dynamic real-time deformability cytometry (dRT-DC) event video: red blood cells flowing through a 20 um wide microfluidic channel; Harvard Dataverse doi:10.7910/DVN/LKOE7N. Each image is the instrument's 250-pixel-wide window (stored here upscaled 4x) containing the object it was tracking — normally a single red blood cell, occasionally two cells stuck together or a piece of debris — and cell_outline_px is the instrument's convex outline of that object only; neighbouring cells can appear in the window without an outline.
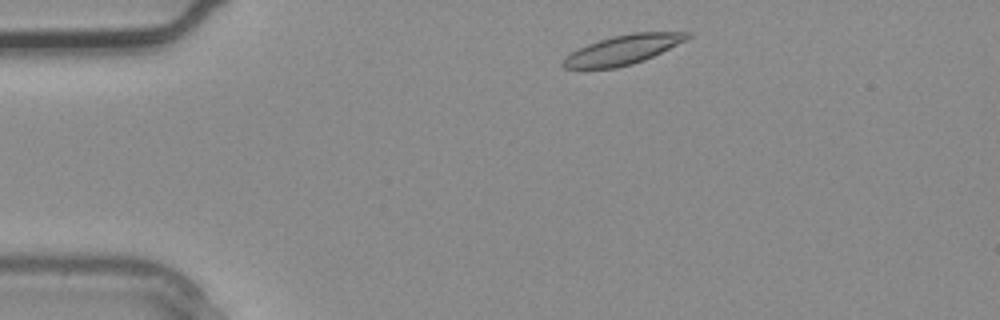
{"species": "common noctule bat (a hibernating species)", "species_latin": "Nyctalus noctula", "temperature_condition": "warm", "stored_images_in_passage": 2, "camera_frame_rate_fps": 3000, "um_per_image_px": 0.085, "animal": {"sex": "male", "body_mass_g": 20.4}, "frame": {"image": 1, "passage_image": 1, "time_ms": 0.0, "image_size_px": [1000, 320], "cell_outline_px": [[692, 36], [644, 60], [632, 64], [616, 68], [564, 68], [560, 64], [564, 56], [588, 44], [612, 36], [632, 32], [692, 32]], "centroid_in_image_um": [52.91, 4.23], "position_along_channel_um": 32.1, "area_um2": 20.98}}
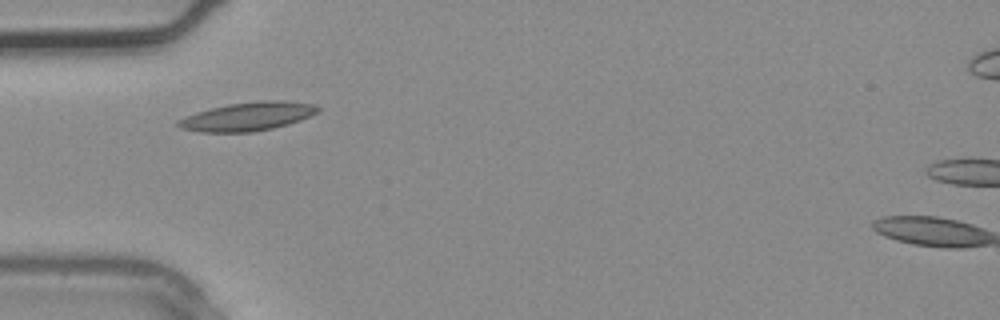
{"frame": {"image": 2, "passage_image": 2, "time_ms": 0.333, "image_size_px": [1000, 320], "cell_outline_px": [[320, 112], [300, 120], [288, 124], [272, 128], [252, 132], [200, 132], [180, 128], [176, 124], [176, 120], [184, 116], [196, 112], [228, 104], [260, 100], [284, 100], [312, 104], [320, 108]], "centroid_in_image_um": [21.04, 9.9], "position_along_channel_um": 64.0, "area_um2": 23.35}}